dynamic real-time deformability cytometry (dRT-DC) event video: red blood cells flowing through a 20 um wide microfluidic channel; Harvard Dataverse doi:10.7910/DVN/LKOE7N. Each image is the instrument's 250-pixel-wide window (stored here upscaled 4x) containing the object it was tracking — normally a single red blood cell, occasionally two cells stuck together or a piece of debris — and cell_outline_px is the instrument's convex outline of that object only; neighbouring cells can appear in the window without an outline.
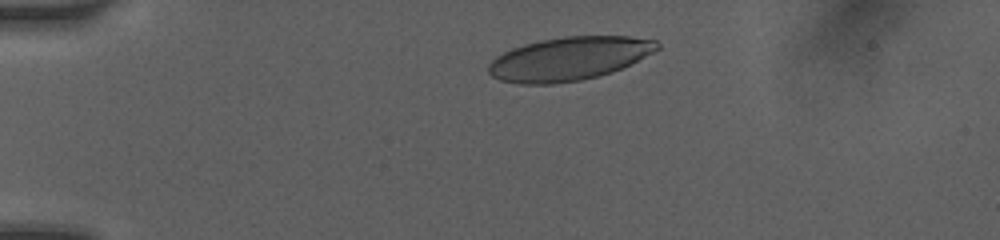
{"species": "human", "species_latin": "Homo sapiens", "temperature_condition": "room temperature", "stored_images_in_passage": 49, "camera_frame_rate_fps": 3000, "um_per_image_px": 0.085, "donor": {"sex": "female"}, "frame": {"image": 1, "passage_image": 1, "time_ms": 0.0, "image_size_px": [1000, 240], "cell_outline_px": [[660, 48], [612, 72], [580, 80], [552, 84], [520, 84], [500, 80], [492, 76], [488, 72], [488, 64], [496, 56], [512, 48], [524, 44], [540, 40], [564, 36], [628, 36], [656, 40], [660, 44]], "centroid_in_image_um": [48.32, 4.98], "position_along_channel_um": 36.7, "area_um2": 42.43}}
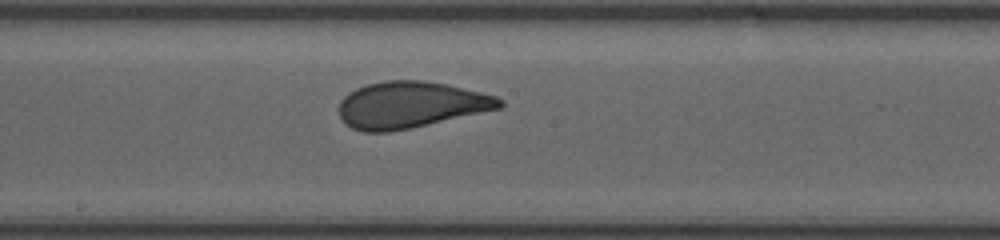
{"frame": {"image": 2, "passage_image": 24, "time_ms": 5.667, "image_size_px": [1000, 240], "cell_outline_px": [[504, 104], [500, 108], [412, 128], [388, 132], [364, 132], [352, 128], [344, 124], [340, 116], [340, 100], [348, 92], [356, 88], [368, 84], [384, 80], [424, 80], [448, 84], [496, 96], [504, 100]], "centroid_in_image_um": [34.88, 8.91], "position_along_channel_um": 213.3, "area_um2": 43.64}}
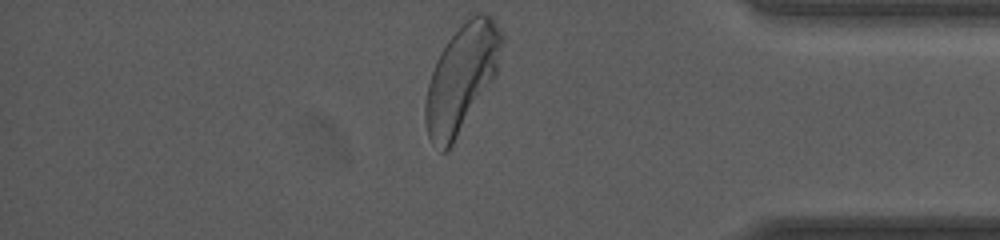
{"frame": {"image": 3, "passage_image": 48, "time_ms": 10.667, "image_size_px": [1000, 240], "cell_outline_px": [[504, 40], [496, 76], [452, 144], [444, 152], [440, 152], [432, 144], [428, 136], [424, 120], [424, 104], [428, 84], [436, 60], [440, 52], [448, 40], [460, 24], [476, 12], [484, 12], [492, 16]], "centroid_in_image_um": [39.22, 6.62], "position_along_channel_um": 396.0, "area_um2": 47.63}, "authors_computed_cell_mechanics": {"area_um2": 43.639, "velocity_mm_per_s": 4.0846, "shape_relaxation_time_tau1_ms": 3.1145, "shape_relaxation_time_tau2_ms": null, "deformation_change_tau1": 0.1399, "deformation_change_tau2": null}}